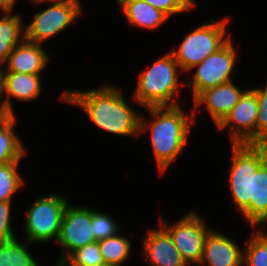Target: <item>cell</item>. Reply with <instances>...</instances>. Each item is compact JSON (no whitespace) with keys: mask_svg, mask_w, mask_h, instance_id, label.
<instances>
[{"mask_svg":"<svg viewBox=\"0 0 267 266\" xmlns=\"http://www.w3.org/2000/svg\"><path fill=\"white\" fill-rule=\"evenodd\" d=\"M257 115V96L249 88L216 128L226 134L229 144H256Z\"/></svg>","mask_w":267,"mask_h":266,"instance_id":"obj_11","label":"cell"},{"mask_svg":"<svg viewBox=\"0 0 267 266\" xmlns=\"http://www.w3.org/2000/svg\"><path fill=\"white\" fill-rule=\"evenodd\" d=\"M120 10L130 27L145 31H158L170 20L165 13L144 0H133Z\"/></svg>","mask_w":267,"mask_h":266,"instance_id":"obj_17","label":"cell"},{"mask_svg":"<svg viewBox=\"0 0 267 266\" xmlns=\"http://www.w3.org/2000/svg\"><path fill=\"white\" fill-rule=\"evenodd\" d=\"M44 75L22 74L19 72H2L0 101L12 115H16L13 99L19 102L31 103L41 99Z\"/></svg>","mask_w":267,"mask_h":266,"instance_id":"obj_15","label":"cell"},{"mask_svg":"<svg viewBox=\"0 0 267 266\" xmlns=\"http://www.w3.org/2000/svg\"><path fill=\"white\" fill-rule=\"evenodd\" d=\"M267 228H251L243 242V266H267Z\"/></svg>","mask_w":267,"mask_h":266,"instance_id":"obj_23","label":"cell"},{"mask_svg":"<svg viewBox=\"0 0 267 266\" xmlns=\"http://www.w3.org/2000/svg\"><path fill=\"white\" fill-rule=\"evenodd\" d=\"M150 63L151 65L139 71L136 88L131 94L142 110L148 107H172L183 104L180 102V93L182 94L181 90L185 87V81L181 80L184 73L172 53L166 51L153 64Z\"/></svg>","mask_w":267,"mask_h":266,"instance_id":"obj_3","label":"cell"},{"mask_svg":"<svg viewBox=\"0 0 267 266\" xmlns=\"http://www.w3.org/2000/svg\"><path fill=\"white\" fill-rule=\"evenodd\" d=\"M43 44L24 39L17 44L2 65V72L43 75L53 58ZM52 56V57H50ZM44 71V72H43Z\"/></svg>","mask_w":267,"mask_h":266,"instance_id":"obj_16","label":"cell"},{"mask_svg":"<svg viewBox=\"0 0 267 266\" xmlns=\"http://www.w3.org/2000/svg\"><path fill=\"white\" fill-rule=\"evenodd\" d=\"M267 226V160L253 173V199H250V229Z\"/></svg>","mask_w":267,"mask_h":266,"instance_id":"obj_20","label":"cell"},{"mask_svg":"<svg viewBox=\"0 0 267 266\" xmlns=\"http://www.w3.org/2000/svg\"><path fill=\"white\" fill-rule=\"evenodd\" d=\"M156 9L161 10L169 18L187 15L198 9L197 1L195 0H144ZM193 10V11H192Z\"/></svg>","mask_w":267,"mask_h":266,"instance_id":"obj_28","label":"cell"},{"mask_svg":"<svg viewBox=\"0 0 267 266\" xmlns=\"http://www.w3.org/2000/svg\"><path fill=\"white\" fill-rule=\"evenodd\" d=\"M231 37L220 49L203 59L185 74V89L194 101L205 90L226 83L236 77L239 49ZM235 75V76H234ZM192 76V77H191ZM190 79V80H189Z\"/></svg>","mask_w":267,"mask_h":266,"instance_id":"obj_8","label":"cell"},{"mask_svg":"<svg viewBox=\"0 0 267 266\" xmlns=\"http://www.w3.org/2000/svg\"><path fill=\"white\" fill-rule=\"evenodd\" d=\"M1 81H2V66L0 65V95H1Z\"/></svg>","mask_w":267,"mask_h":266,"instance_id":"obj_35","label":"cell"},{"mask_svg":"<svg viewBox=\"0 0 267 266\" xmlns=\"http://www.w3.org/2000/svg\"><path fill=\"white\" fill-rule=\"evenodd\" d=\"M12 114L8 111L5 105L0 101V126H2Z\"/></svg>","mask_w":267,"mask_h":266,"instance_id":"obj_30","label":"cell"},{"mask_svg":"<svg viewBox=\"0 0 267 266\" xmlns=\"http://www.w3.org/2000/svg\"><path fill=\"white\" fill-rule=\"evenodd\" d=\"M133 0H115L114 2L117 4V8L122 9L126 4L132 2Z\"/></svg>","mask_w":267,"mask_h":266,"instance_id":"obj_33","label":"cell"},{"mask_svg":"<svg viewBox=\"0 0 267 266\" xmlns=\"http://www.w3.org/2000/svg\"><path fill=\"white\" fill-rule=\"evenodd\" d=\"M113 83L101 84L89 89H65L60 93L59 101L82 110L98 131L110 135L132 139L139 137L141 108L130 96L129 103L125 90ZM133 102V103H132ZM136 104L135 106L132 105ZM139 109H137V107Z\"/></svg>","mask_w":267,"mask_h":266,"instance_id":"obj_1","label":"cell"},{"mask_svg":"<svg viewBox=\"0 0 267 266\" xmlns=\"http://www.w3.org/2000/svg\"><path fill=\"white\" fill-rule=\"evenodd\" d=\"M185 105L172 107H148L141 112L139 137L148 133L158 175L163 176L176 163L191 140L192 129L197 125L193 106L185 111ZM148 113V114H147ZM149 115V117H146ZM149 120H148V119Z\"/></svg>","mask_w":267,"mask_h":266,"instance_id":"obj_2","label":"cell"},{"mask_svg":"<svg viewBox=\"0 0 267 266\" xmlns=\"http://www.w3.org/2000/svg\"><path fill=\"white\" fill-rule=\"evenodd\" d=\"M10 11L6 6L0 3V21L5 17V15Z\"/></svg>","mask_w":267,"mask_h":266,"instance_id":"obj_32","label":"cell"},{"mask_svg":"<svg viewBox=\"0 0 267 266\" xmlns=\"http://www.w3.org/2000/svg\"><path fill=\"white\" fill-rule=\"evenodd\" d=\"M149 228L139 240L140 256L148 266H188L169 233L159 223L158 227Z\"/></svg>","mask_w":267,"mask_h":266,"instance_id":"obj_13","label":"cell"},{"mask_svg":"<svg viewBox=\"0 0 267 266\" xmlns=\"http://www.w3.org/2000/svg\"><path fill=\"white\" fill-rule=\"evenodd\" d=\"M231 160L227 168V189L234 211L250 226V199L253 173L267 160V144H229Z\"/></svg>","mask_w":267,"mask_h":266,"instance_id":"obj_4","label":"cell"},{"mask_svg":"<svg viewBox=\"0 0 267 266\" xmlns=\"http://www.w3.org/2000/svg\"><path fill=\"white\" fill-rule=\"evenodd\" d=\"M82 3V0H51L37 4L45 8L33 13L31 21L25 23V39L46 45L59 34L68 32V29L70 31L71 25L83 17L85 11Z\"/></svg>","mask_w":267,"mask_h":266,"instance_id":"obj_7","label":"cell"},{"mask_svg":"<svg viewBox=\"0 0 267 266\" xmlns=\"http://www.w3.org/2000/svg\"><path fill=\"white\" fill-rule=\"evenodd\" d=\"M108 212L92 207V226L97 242L109 238L122 230L121 225Z\"/></svg>","mask_w":267,"mask_h":266,"instance_id":"obj_26","label":"cell"},{"mask_svg":"<svg viewBox=\"0 0 267 266\" xmlns=\"http://www.w3.org/2000/svg\"><path fill=\"white\" fill-rule=\"evenodd\" d=\"M230 18L224 16L216 20L213 17L209 22L203 21L199 27L184 35L177 48L172 46L169 49L184 74L220 49L233 36L227 26Z\"/></svg>","mask_w":267,"mask_h":266,"instance_id":"obj_6","label":"cell"},{"mask_svg":"<svg viewBox=\"0 0 267 266\" xmlns=\"http://www.w3.org/2000/svg\"><path fill=\"white\" fill-rule=\"evenodd\" d=\"M0 3L6 6L10 10H15L17 3H19V0H0Z\"/></svg>","mask_w":267,"mask_h":266,"instance_id":"obj_31","label":"cell"},{"mask_svg":"<svg viewBox=\"0 0 267 266\" xmlns=\"http://www.w3.org/2000/svg\"><path fill=\"white\" fill-rule=\"evenodd\" d=\"M18 125L17 115H12L0 126V165L10 162H22L28 156L27 146L17 133L15 125ZM27 149V150H26Z\"/></svg>","mask_w":267,"mask_h":266,"instance_id":"obj_18","label":"cell"},{"mask_svg":"<svg viewBox=\"0 0 267 266\" xmlns=\"http://www.w3.org/2000/svg\"><path fill=\"white\" fill-rule=\"evenodd\" d=\"M33 244L16 237L0 243V266H43L34 256ZM31 248V249H30Z\"/></svg>","mask_w":267,"mask_h":266,"instance_id":"obj_21","label":"cell"},{"mask_svg":"<svg viewBox=\"0 0 267 266\" xmlns=\"http://www.w3.org/2000/svg\"><path fill=\"white\" fill-rule=\"evenodd\" d=\"M12 206V201L0 202V243L14 239L17 234L19 235L15 232V226L13 225L15 214H11L13 213Z\"/></svg>","mask_w":267,"mask_h":266,"instance_id":"obj_29","label":"cell"},{"mask_svg":"<svg viewBox=\"0 0 267 266\" xmlns=\"http://www.w3.org/2000/svg\"><path fill=\"white\" fill-rule=\"evenodd\" d=\"M19 1H21V0H19ZM29 1L36 6L37 4L48 2V1H51V0H29Z\"/></svg>","mask_w":267,"mask_h":266,"instance_id":"obj_34","label":"cell"},{"mask_svg":"<svg viewBox=\"0 0 267 266\" xmlns=\"http://www.w3.org/2000/svg\"><path fill=\"white\" fill-rule=\"evenodd\" d=\"M64 192L45 193L36 197L24 209L23 239L32 244L56 243L61 229L64 211L72 201ZM70 200V201H69Z\"/></svg>","mask_w":267,"mask_h":266,"instance_id":"obj_5","label":"cell"},{"mask_svg":"<svg viewBox=\"0 0 267 266\" xmlns=\"http://www.w3.org/2000/svg\"><path fill=\"white\" fill-rule=\"evenodd\" d=\"M233 236L212 228L205 238L198 266H243V247Z\"/></svg>","mask_w":267,"mask_h":266,"instance_id":"obj_14","label":"cell"},{"mask_svg":"<svg viewBox=\"0 0 267 266\" xmlns=\"http://www.w3.org/2000/svg\"><path fill=\"white\" fill-rule=\"evenodd\" d=\"M22 162L0 165V202L13 201L26 186V178L20 171Z\"/></svg>","mask_w":267,"mask_h":266,"instance_id":"obj_24","label":"cell"},{"mask_svg":"<svg viewBox=\"0 0 267 266\" xmlns=\"http://www.w3.org/2000/svg\"><path fill=\"white\" fill-rule=\"evenodd\" d=\"M239 87L232 80L205 90L193 101L194 117L205 109L214 126H217L249 89L248 85L243 89Z\"/></svg>","mask_w":267,"mask_h":266,"instance_id":"obj_12","label":"cell"},{"mask_svg":"<svg viewBox=\"0 0 267 266\" xmlns=\"http://www.w3.org/2000/svg\"><path fill=\"white\" fill-rule=\"evenodd\" d=\"M97 241L73 251L59 266H104Z\"/></svg>","mask_w":267,"mask_h":266,"instance_id":"obj_25","label":"cell"},{"mask_svg":"<svg viewBox=\"0 0 267 266\" xmlns=\"http://www.w3.org/2000/svg\"><path fill=\"white\" fill-rule=\"evenodd\" d=\"M24 15L10 10L0 21V65L2 66L14 47L25 39Z\"/></svg>","mask_w":267,"mask_h":266,"instance_id":"obj_19","label":"cell"},{"mask_svg":"<svg viewBox=\"0 0 267 266\" xmlns=\"http://www.w3.org/2000/svg\"><path fill=\"white\" fill-rule=\"evenodd\" d=\"M192 207L176 221H167L158 214L157 222L169 233L188 266H198L202 258L204 241L210 230L204 214Z\"/></svg>","mask_w":267,"mask_h":266,"instance_id":"obj_9","label":"cell"},{"mask_svg":"<svg viewBox=\"0 0 267 266\" xmlns=\"http://www.w3.org/2000/svg\"><path fill=\"white\" fill-rule=\"evenodd\" d=\"M95 241L92 206L81 205V202L80 205L69 203L64 211L60 234L55 243L61 252L52 266H59L73 251Z\"/></svg>","mask_w":267,"mask_h":266,"instance_id":"obj_10","label":"cell"},{"mask_svg":"<svg viewBox=\"0 0 267 266\" xmlns=\"http://www.w3.org/2000/svg\"><path fill=\"white\" fill-rule=\"evenodd\" d=\"M260 86L250 89L256 94L258 100V115L256 120V144H267V81ZM264 87H263V86Z\"/></svg>","mask_w":267,"mask_h":266,"instance_id":"obj_27","label":"cell"},{"mask_svg":"<svg viewBox=\"0 0 267 266\" xmlns=\"http://www.w3.org/2000/svg\"><path fill=\"white\" fill-rule=\"evenodd\" d=\"M122 231L98 242L105 265L124 266L133 251L131 236Z\"/></svg>","mask_w":267,"mask_h":266,"instance_id":"obj_22","label":"cell"}]
</instances>
